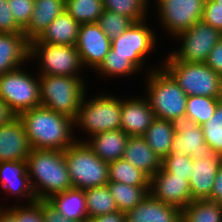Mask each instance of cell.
I'll list each match as a JSON object with an SVG mask.
<instances>
[{
    "instance_id": "obj_26",
    "label": "cell",
    "mask_w": 222,
    "mask_h": 222,
    "mask_svg": "<svg viewBox=\"0 0 222 222\" xmlns=\"http://www.w3.org/2000/svg\"><path fill=\"white\" fill-rule=\"evenodd\" d=\"M47 201L69 220L88 222L84 190L70 188L53 195Z\"/></svg>"
},
{
    "instance_id": "obj_44",
    "label": "cell",
    "mask_w": 222,
    "mask_h": 222,
    "mask_svg": "<svg viewBox=\"0 0 222 222\" xmlns=\"http://www.w3.org/2000/svg\"><path fill=\"white\" fill-rule=\"evenodd\" d=\"M42 216L44 222H81L64 217L47 200H42Z\"/></svg>"
},
{
    "instance_id": "obj_43",
    "label": "cell",
    "mask_w": 222,
    "mask_h": 222,
    "mask_svg": "<svg viewBox=\"0 0 222 222\" xmlns=\"http://www.w3.org/2000/svg\"><path fill=\"white\" fill-rule=\"evenodd\" d=\"M205 64L222 76V38L214 45Z\"/></svg>"
},
{
    "instance_id": "obj_42",
    "label": "cell",
    "mask_w": 222,
    "mask_h": 222,
    "mask_svg": "<svg viewBox=\"0 0 222 222\" xmlns=\"http://www.w3.org/2000/svg\"><path fill=\"white\" fill-rule=\"evenodd\" d=\"M8 6V0H0V33H23Z\"/></svg>"
},
{
    "instance_id": "obj_25",
    "label": "cell",
    "mask_w": 222,
    "mask_h": 222,
    "mask_svg": "<svg viewBox=\"0 0 222 222\" xmlns=\"http://www.w3.org/2000/svg\"><path fill=\"white\" fill-rule=\"evenodd\" d=\"M80 24L66 11L58 15L37 38L41 43L75 46Z\"/></svg>"
},
{
    "instance_id": "obj_15",
    "label": "cell",
    "mask_w": 222,
    "mask_h": 222,
    "mask_svg": "<svg viewBox=\"0 0 222 222\" xmlns=\"http://www.w3.org/2000/svg\"><path fill=\"white\" fill-rule=\"evenodd\" d=\"M75 47L82 66L87 64L97 69L111 49V40L97 22L84 23L80 24Z\"/></svg>"
},
{
    "instance_id": "obj_27",
    "label": "cell",
    "mask_w": 222,
    "mask_h": 222,
    "mask_svg": "<svg viewBox=\"0 0 222 222\" xmlns=\"http://www.w3.org/2000/svg\"><path fill=\"white\" fill-rule=\"evenodd\" d=\"M173 136L172 122L155 118L142 137L154 153L163 160L171 152Z\"/></svg>"
},
{
    "instance_id": "obj_41",
    "label": "cell",
    "mask_w": 222,
    "mask_h": 222,
    "mask_svg": "<svg viewBox=\"0 0 222 222\" xmlns=\"http://www.w3.org/2000/svg\"><path fill=\"white\" fill-rule=\"evenodd\" d=\"M222 33V7L215 0H205L202 19Z\"/></svg>"
},
{
    "instance_id": "obj_10",
    "label": "cell",
    "mask_w": 222,
    "mask_h": 222,
    "mask_svg": "<svg viewBox=\"0 0 222 222\" xmlns=\"http://www.w3.org/2000/svg\"><path fill=\"white\" fill-rule=\"evenodd\" d=\"M177 37L184 40L181 49L171 54L176 60L205 63L214 45L222 38V33L201 20Z\"/></svg>"
},
{
    "instance_id": "obj_47",
    "label": "cell",
    "mask_w": 222,
    "mask_h": 222,
    "mask_svg": "<svg viewBox=\"0 0 222 222\" xmlns=\"http://www.w3.org/2000/svg\"><path fill=\"white\" fill-rule=\"evenodd\" d=\"M17 115L9 106L0 98V126L9 123Z\"/></svg>"
},
{
    "instance_id": "obj_8",
    "label": "cell",
    "mask_w": 222,
    "mask_h": 222,
    "mask_svg": "<svg viewBox=\"0 0 222 222\" xmlns=\"http://www.w3.org/2000/svg\"><path fill=\"white\" fill-rule=\"evenodd\" d=\"M83 98L74 123L85 128L92 136L104 131L120 129L121 100L98 96L85 103ZM84 101V102H83Z\"/></svg>"
},
{
    "instance_id": "obj_23",
    "label": "cell",
    "mask_w": 222,
    "mask_h": 222,
    "mask_svg": "<svg viewBox=\"0 0 222 222\" xmlns=\"http://www.w3.org/2000/svg\"><path fill=\"white\" fill-rule=\"evenodd\" d=\"M65 11V0H35L33 14L23 29L26 38L31 41L40 36L48 25Z\"/></svg>"
},
{
    "instance_id": "obj_7",
    "label": "cell",
    "mask_w": 222,
    "mask_h": 222,
    "mask_svg": "<svg viewBox=\"0 0 222 222\" xmlns=\"http://www.w3.org/2000/svg\"><path fill=\"white\" fill-rule=\"evenodd\" d=\"M0 98L18 116L21 112L40 107V84L18 68L0 76Z\"/></svg>"
},
{
    "instance_id": "obj_5",
    "label": "cell",
    "mask_w": 222,
    "mask_h": 222,
    "mask_svg": "<svg viewBox=\"0 0 222 222\" xmlns=\"http://www.w3.org/2000/svg\"><path fill=\"white\" fill-rule=\"evenodd\" d=\"M148 102L156 118L172 121L186 114L187 94L165 69L149 75Z\"/></svg>"
},
{
    "instance_id": "obj_32",
    "label": "cell",
    "mask_w": 222,
    "mask_h": 222,
    "mask_svg": "<svg viewBox=\"0 0 222 222\" xmlns=\"http://www.w3.org/2000/svg\"><path fill=\"white\" fill-rule=\"evenodd\" d=\"M65 11L79 24L95 23L104 12L102 0H65Z\"/></svg>"
},
{
    "instance_id": "obj_17",
    "label": "cell",
    "mask_w": 222,
    "mask_h": 222,
    "mask_svg": "<svg viewBox=\"0 0 222 222\" xmlns=\"http://www.w3.org/2000/svg\"><path fill=\"white\" fill-rule=\"evenodd\" d=\"M222 165V157L214 152L193 160L189 186L193 200H207L211 197L214 180Z\"/></svg>"
},
{
    "instance_id": "obj_34",
    "label": "cell",
    "mask_w": 222,
    "mask_h": 222,
    "mask_svg": "<svg viewBox=\"0 0 222 222\" xmlns=\"http://www.w3.org/2000/svg\"><path fill=\"white\" fill-rule=\"evenodd\" d=\"M147 1L148 0H102L104 10L124 15L134 23L144 20L146 5H148Z\"/></svg>"
},
{
    "instance_id": "obj_21",
    "label": "cell",
    "mask_w": 222,
    "mask_h": 222,
    "mask_svg": "<svg viewBox=\"0 0 222 222\" xmlns=\"http://www.w3.org/2000/svg\"><path fill=\"white\" fill-rule=\"evenodd\" d=\"M149 178L162 168V159L154 153L142 136H130L122 156Z\"/></svg>"
},
{
    "instance_id": "obj_31",
    "label": "cell",
    "mask_w": 222,
    "mask_h": 222,
    "mask_svg": "<svg viewBox=\"0 0 222 222\" xmlns=\"http://www.w3.org/2000/svg\"><path fill=\"white\" fill-rule=\"evenodd\" d=\"M108 181L132 186H149L150 178L130 162L118 159L108 163Z\"/></svg>"
},
{
    "instance_id": "obj_20",
    "label": "cell",
    "mask_w": 222,
    "mask_h": 222,
    "mask_svg": "<svg viewBox=\"0 0 222 222\" xmlns=\"http://www.w3.org/2000/svg\"><path fill=\"white\" fill-rule=\"evenodd\" d=\"M30 58V41L24 33H0V76L19 68Z\"/></svg>"
},
{
    "instance_id": "obj_16",
    "label": "cell",
    "mask_w": 222,
    "mask_h": 222,
    "mask_svg": "<svg viewBox=\"0 0 222 222\" xmlns=\"http://www.w3.org/2000/svg\"><path fill=\"white\" fill-rule=\"evenodd\" d=\"M30 151L24 125L18 116L0 126V162L25 161Z\"/></svg>"
},
{
    "instance_id": "obj_46",
    "label": "cell",
    "mask_w": 222,
    "mask_h": 222,
    "mask_svg": "<svg viewBox=\"0 0 222 222\" xmlns=\"http://www.w3.org/2000/svg\"><path fill=\"white\" fill-rule=\"evenodd\" d=\"M88 222H126V215L124 212L116 211L106 215L96 216Z\"/></svg>"
},
{
    "instance_id": "obj_33",
    "label": "cell",
    "mask_w": 222,
    "mask_h": 222,
    "mask_svg": "<svg viewBox=\"0 0 222 222\" xmlns=\"http://www.w3.org/2000/svg\"><path fill=\"white\" fill-rule=\"evenodd\" d=\"M221 100L222 98L207 96H188L185 115L202 126L214 115L215 109Z\"/></svg>"
},
{
    "instance_id": "obj_18",
    "label": "cell",
    "mask_w": 222,
    "mask_h": 222,
    "mask_svg": "<svg viewBox=\"0 0 222 222\" xmlns=\"http://www.w3.org/2000/svg\"><path fill=\"white\" fill-rule=\"evenodd\" d=\"M156 116L146 99L121 100L120 129L129 136H143Z\"/></svg>"
},
{
    "instance_id": "obj_14",
    "label": "cell",
    "mask_w": 222,
    "mask_h": 222,
    "mask_svg": "<svg viewBox=\"0 0 222 222\" xmlns=\"http://www.w3.org/2000/svg\"><path fill=\"white\" fill-rule=\"evenodd\" d=\"M171 122L174 130L171 150L182 151L193 160L204 158L212 152L205 142L202 127L189 116H180Z\"/></svg>"
},
{
    "instance_id": "obj_12",
    "label": "cell",
    "mask_w": 222,
    "mask_h": 222,
    "mask_svg": "<svg viewBox=\"0 0 222 222\" xmlns=\"http://www.w3.org/2000/svg\"><path fill=\"white\" fill-rule=\"evenodd\" d=\"M163 25L178 35L201 21L205 0H157Z\"/></svg>"
},
{
    "instance_id": "obj_36",
    "label": "cell",
    "mask_w": 222,
    "mask_h": 222,
    "mask_svg": "<svg viewBox=\"0 0 222 222\" xmlns=\"http://www.w3.org/2000/svg\"><path fill=\"white\" fill-rule=\"evenodd\" d=\"M97 23L99 24L102 31L106 34V36L110 40H113L119 37L134 22L124 15L104 10Z\"/></svg>"
},
{
    "instance_id": "obj_40",
    "label": "cell",
    "mask_w": 222,
    "mask_h": 222,
    "mask_svg": "<svg viewBox=\"0 0 222 222\" xmlns=\"http://www.w3.org/2000/svg\"><path fill=\"white\" fill-rule=\"evenodd\" d=\"M30 205L13 207L8 210L16 217L17 222H44L42 216V200L29 202ZM28 207V208H27Z\"/></svg>"
},
{
    "instance_id": "obj_11",
    "label": "cell",
    "mask_w": 222,
    "mask_h": 222,
    "mask_svg": "<svg viewBox=\"0 0 222 222\" xmlns=\"http://www.w3.org/2000/svg\"><path fill=\"white\" fill-rule=\"evenodd\" d=\"M155 36L144 21L133 23L119 37L111 40L112 56L127 57L139 70L145 55L154 47Z\"/></svg>"
},
{
    "instance_id": "obj_35",
    "label": "cell",
    "mask_w": 222,
    "mask_h": 222,
    "mask_svg": "<svg viewBox=\"0 0 222 222\" xmlns=\"http://www.w3.org/2000/svg\"><path fill=\"white\" fill-rule=\"evenodd\" d=\"M201 127L210 150L222 157V100L218 103L214 115Z\"/></svg>"
},
{
    "instance_id": "obj_28",
    "label": "cell",
    "mask_w": 222,
    "mask_h": 222,
    "mask_svg": "<svg viewBox=\"0 0 222 222\" xmlns=\"http://www.w3.org/2000/svg\"><path fill=\"white\" fill-rule=\"evenodd\" d=\"M106 185L115 200L118 211L124 213L141 203L150 190L149 186H132L120 182L109 181Z\"/></svg>"
},
{
    "instance_id": "obj_4",
    "label": "cell",
    "mask_w": 222,
    "mask_h": 222,
    "mask_svg": "<svg viewBox=\"0 0 222 222\" xmlns=\"http://www.w3.org/2000/svg\"><path fill=\"white\" fill-rule=\"evenodd\" d=\"M63 152L73 188L85 190L109 182L108 163L101 160L86 142L76 141Z\"/></svg>"
},
{
    "instance_id": "obj_2",
    "label": "cell",
    "mask_w": 222,
    "mask_h": 222,
    "mask_svg": "<svg viewBox=\"0 0 222 222\" xmlns=\"http://www.w3.org/2000/svg\"><path fill=\"white\" fill-rule=\"evenodd\" d=\"M26 162L36 200H49L53 195L73 188L63 151L31 149ZM32 176L36 182H32Z\"/></svg>"
},
{
    "instance_id": "obj_30",
    "label": "cell",
    "mask_w": 222,
    "mask_h": 222,
    "mask_svg": "<svg viewBox=\"0 0 222 222\" xmlns=\"http://www.w3.org/2000/svg\"><path fill=\"white\" fill-rule=\"evenodd\" d=\"M88 220L118 211L107 185L84 190Z\"/></svg>"
},
{
    "instance_id": "obj_1",
    "label": "cell",
    "mask_w": 222,
    "mask_h": 222,
    "mask_svg": "<svg viewBox=\"0 0 222 222\" xmlns=\"http://www.w3.org/2000/svg\"><path fill=\"white\" fill-rule=\"evenodd\" d=\"M21 119L31 149L64 151L73 145L74 119L43 106L21 112Z\"/></svg>"
},
{
    "instance_id": "obj_3",
    "label": "cell",
    "mask_w": 222,
    "mask_h": 222,
    "mask_svg": "<svg viewBox=\"0 0 222 222\" xmlns=\"http://www.w3.org/2000/svg\"><path fill=\"white\" fill-rule=\"evenodd\" d=\"M39 78L41 106L75 120L85 96L84 80L57 75H41Z\"/></svg>"
},
{
    "instance_id": "obj_45",
    "label": "cell",
    "mask_w": 222,
    "mask_h": 222,
    "mask_svg": "<svg viewBox=\"0 0 222 222\" xmlns=\"http://www.w3.org/2000/svg\"><path fill=\"white\" fill-rule=\"evenodd\" d=\"M208 200L215 201L222 208V165L216 173L211 197Z\"/></svg>"
},
{
    "instance_id": "obj_19",
    "label": "cell",
    "mask_w": 222,
    "mask_h": 222,
    "mask_svg": "<svg viewBox=\"0 0 222 222\" xmlns=\"http://www.w3.org/2000/svg\"><path fill=\"white\" fill-rule=\"evenodd\" d=\"M126 222H181V210L154 198L150 193L125 213Z\"/></svg>"
},
{
    "instance_id": "obj_22",
    "label": "cell",
    "mask_w": 222,
    "mask_h": 222,
    "mask_svg": "<svg viewBox=\"0 0 222 222\" xmlns=\"http://www.w3.org/2000/svg\"><path fill=\"white\" fill-rule=\"evenodd\" d=\"M27 173L26 160L0 162V185L12 195L28 196L32 203L36 201V196Z\"/></svg>"
},
{
    "instance_id": "obj_48",
    "label": "cell",
    "mask_w": 222,
    "mask_h": 222,
    "mask_svg": "<svg viewBox=\"0 0 222 222\" xmlns=\"http://www.w3.org/2000/svg\"><path fill=\"white\" fill-rule=\"evenodd\" d=\"M0 210V222H17L16 217L8 209Z\"/></svg>"
},
{
    "instance_id": "obj_9",
    "label": "cell",
    "mask_w": 222,
    "mask_h": 222,
    "mask_svg": "<svg viewBox=\"0 0 222 222\" xmlns=\"http://www.w3.org/2000/svg\"><path fill=\"white\" fill-rule=\"evenodd\" d=\"M37 54L43 66L41 75L78 77L82 63L75 46L41 43L36 38L30 41V57Z\"/></svg>"
},
{
    "instance_id": "obj_38",
    "label": "cell",
    "mask_w": 222,
    "mask_h": 222,
    "mask_svg": "<svg viewBox=\"0 0 222 222\" xmlns=\"http://www.w3.org/2000/svg\"><path fill=\"white\" fill-rule=\"evenodd\" d=\"M96 70L109 76H118L135 73L138 69L128 60L127 57L112 56V49H110L104 61Z\"/></svg>"
},
{
    "instance_id": "obj_49",
    "label": "cell",
    "mask_w": 222,
    "mask_h": 222,
    "mask_svg": "<svg viewBox=\"0 0 222 222\" xmlns=\"http://www.w3.org/2000/svg\"><path fill=\"white\" fill-rule=\"evenodd\" d=\"M215 1L219 3V6L222 7V0H215Z\"/></svg>"
},
{
    "instance_id": "obj_13",
    "label": "cell",
    "mask_w": 222,
    "mask_h": 222,
    "mask_svg": "<svg viewBox=\"0 0 222 222\" xmlns=\"http://www.w3.org/2000/svg\"><path fill=\"white\" fill-rule=\"evenodd\" d=\"M149 189L154 198L180 210L193 201L187 177L171 175L162 168L150 178Z\"/></svg>"
},
{
    "instance_id": "obj_37",
    "label": "cell",
    "mask_w": 222,
    "mask_h": 222,
    "mask_svg": "<svg viewBox=\"0 0 222 222\" xmlns=\"http://www.w3.org/2000/svg\"><path fill=\"white\" fill-rule=\"evenodd\" d=\"M193 159L179 150H171V152L162 160V169L179 177H187L190 179L192 172Z\"/></svg>"
},
{
    "instance_id": "obj_24",
    "label": "cell",
    "mask_w": 222,
    "mask_h": 222,
    "mask_svg": "<svg viewBox=\"0 0 222 222\" xmlns=\"http://www.w3.org/2000/svg\"><path fill=\"white\" fill-rule=\"evenodd\" d=\"M92 137L91 142L86 141V143L101 160L110 163L122 159L130 136L121 129H115L95 134Z\"/></svg>"
},
{
    "instance_id": "obj_6",
    "label": "cell",
    "mask_w": 222,
    "mask_h": 222,
    "mask_svg": "<svg viewBox=\"0 0 222 222\" xmlns=\"http://www.w3.org/2000/svg\"><path fill=\"white\" fill-rule=\"evenodd\" d=\"M166 62L164 68L187 96L222 98V76L215 73L205 63L178 61L172 55H169Z\"/></svg>"
},
{
    "instance_id": "obj_39",
    "label": "cell",
    "mask_w": 222,
    "mask_h": 222,
    "mask_svg": "<svg viewBox=\"0 0 222 222\" xmlns=\"http://www.w3.org/2000/svg\"><path fill=\"white\" fill-rule=\"evenodd\" d=\"M35 0H8V6L16 23L24 29L33 14Z\"/></svg>"
},
{
    "instance_id": "obj_29",
    "label": "cell",
    "mask_w": 222,
    "mask_h": 222,
    "mask_svg": "<svg viewBox=\"0 0 222 222\" xmlns=\"http://www.w3.org/2000/svg\"><path fill=\"white\" fill-rule=\"evenodd\" d=\"M181 222H222V208L212 200H193L181 210Z\"/></svg>"
}]
</instances>
